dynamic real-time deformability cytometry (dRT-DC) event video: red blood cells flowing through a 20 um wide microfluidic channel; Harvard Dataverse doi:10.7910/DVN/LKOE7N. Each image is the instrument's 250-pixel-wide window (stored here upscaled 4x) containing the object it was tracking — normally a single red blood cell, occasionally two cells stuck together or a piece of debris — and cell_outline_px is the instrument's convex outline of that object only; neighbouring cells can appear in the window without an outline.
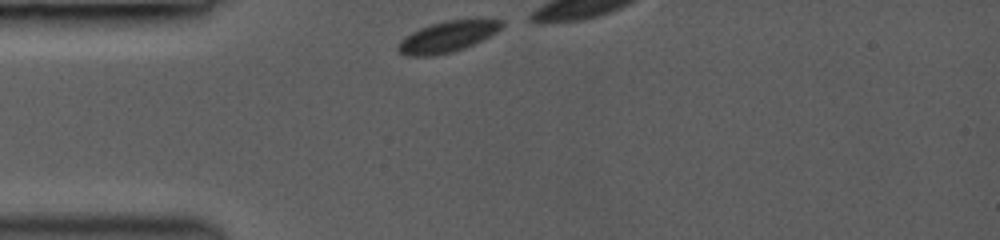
{"species": "common noctule bat (a hibernating species)", "species_latin": "Nyctalus noctula", "temperature_condition": "room temperature", "stored_images_in_passage": 13, "camera_frame_rate_fps": 3000, "um_per_image_px": 0.085, "animal": {"sex": "female", "body_mass_g": 19.0, "forearm_length_mm": 53.3}, "frame": {"image": 1, "passage_image": 1, "time_ms": 0.0, "image_size_px": [1000, 240], "cell_outline_px": [[504, 24], [496, 32], [464, 48], [452, 52], [432, 56], [404, 56], [396, 48], [396, 44], [404, 36], [428, 24], [444, 20], [476, 16], [504, 20]], "centroid_in_image_um": [38.05, 3.06], "position_along_channel_um": 47.0, "area_um2": 19.48}}